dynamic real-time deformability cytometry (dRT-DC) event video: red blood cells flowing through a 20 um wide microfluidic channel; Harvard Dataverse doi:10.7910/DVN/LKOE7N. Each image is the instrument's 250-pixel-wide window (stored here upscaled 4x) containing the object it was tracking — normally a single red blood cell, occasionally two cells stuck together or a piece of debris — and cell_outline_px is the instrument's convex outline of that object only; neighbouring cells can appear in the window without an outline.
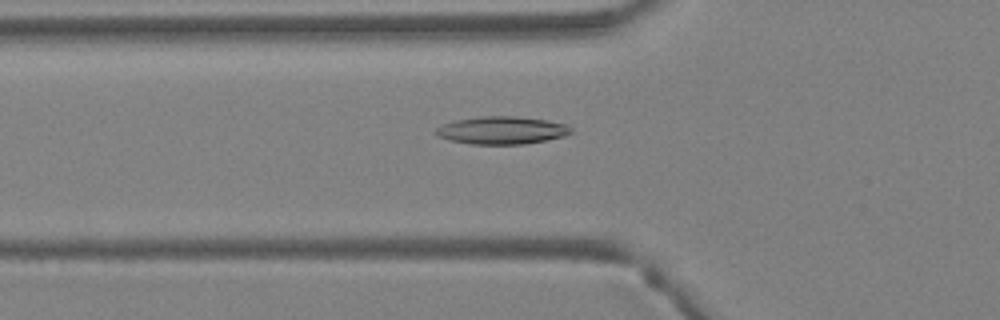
{"species": "Egyptian fruit bat (a non-hibernating species)", "species_latin": "Rousettus aegyptiacus", "temperature_condition": "warm", "stored_images_in_passage": 3, "camera_frame_rate_fps": 3000, "um_per_image_px": 0.085, "animal": {"sex": "female"}, "frame": {"image": 1, "passage_image": 3, "time_ms": 0.667, "image_size_px": [1000, 320], "cell_outline_px": [[572, 132], [564, 136], [524, 144], [468, 144], [448, 140], [436, 136], [436, 128], [444, 124], [456, 120], [480, 116], [512, 116], [544, 120], [568, 124], [572, 128]], "centroid_in_image_um": [42.63, 11.08], "position_along_channel_um": 83.2, "area_um2": 21.73}}